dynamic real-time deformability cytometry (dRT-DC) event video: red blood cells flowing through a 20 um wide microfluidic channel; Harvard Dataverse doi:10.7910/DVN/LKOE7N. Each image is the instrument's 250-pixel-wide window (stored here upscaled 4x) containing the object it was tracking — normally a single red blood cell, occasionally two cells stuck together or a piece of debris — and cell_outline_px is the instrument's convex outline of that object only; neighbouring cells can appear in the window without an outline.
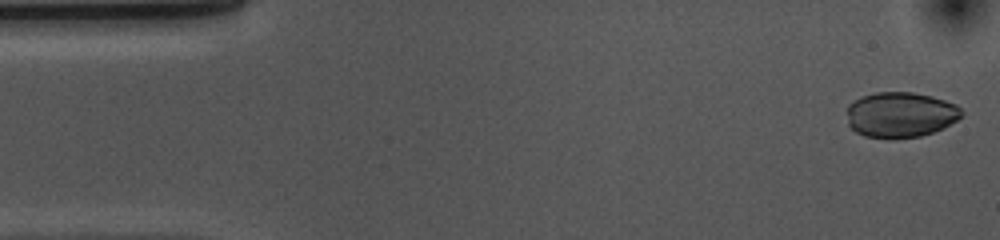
{"species": "common noctule bat (a hibernating species)", "species_latin": "Nyctalus noctula", "temperature_condition": "cold", "stored_images_in_passage": 52, "camera_frame_rate_fps": 3000, "um_per_image_px": 0.085, "animal": {"sex": "female", "body_mass_g": 10.0, "forearm_length_mm": 53.1}, "frame": {"image": 1, "passage_image": 1, "time_ms": 0.0, "image_size_px": [1000, 240], "cell_outline_px": [[964, 112], [956, 120], [944, 128], [920, 136], [888, 140], [864, 136], [856, 132], [848, 124], [848, 104], [860, 96], [876, 92], [912, 92], [932, 96], [956, 104]], "centroid_in_image_um": [76.52, 9.76], "position_along_channel_um": 8.5, "area_um2": 30.69}}
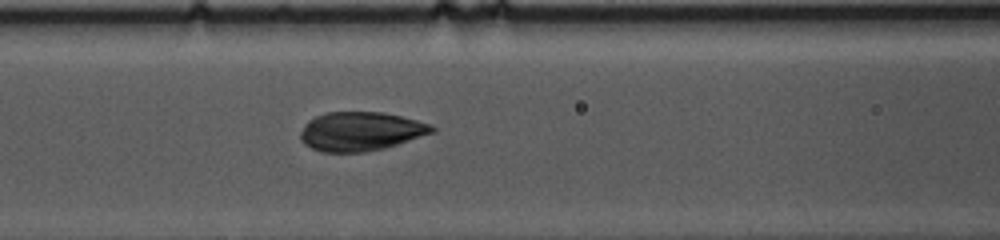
{"frame": {"image": 2, "passage_image": 20, "time_ms": 6.333, "image_size_px": [1000, 240], "cell_outline_px": [[436, 132], [384, 148], [364, 152], [324, 152], [312, 148], [304, 144], [300, 140], [300, 132], [308, 120], [324, 112], [384, 112], [432, 124], [436, 128]], "centroid_in_image_um": [30.66, 11.16], "position_along_channel_um": 135.9, "area_um2": 29.94}}
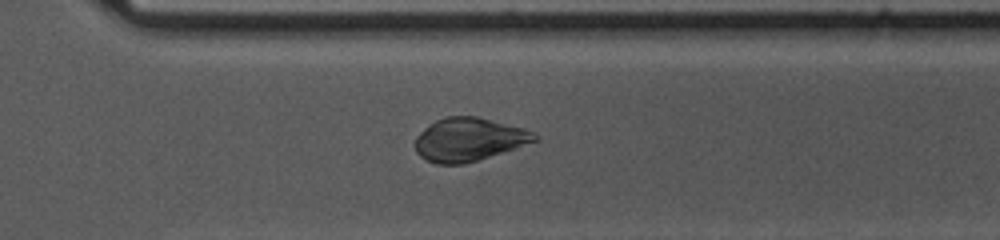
{"frame": {"image": 3, "passage_image": 36, "time_ms": 11.667, "image_size_px": [1000, 240], "cell_outline_px": [[540, 140], [464, 164], [436, 164], [420, 156], [416, 152], [416, 136], [428, 124], [444, 116], [476, 116], [520, 128], [532, 132], [540, 136]], "centroid_in_image_um": [39.83, 11.85], "position_along_channel_um": 330.8, "area_um2": 29.82}}